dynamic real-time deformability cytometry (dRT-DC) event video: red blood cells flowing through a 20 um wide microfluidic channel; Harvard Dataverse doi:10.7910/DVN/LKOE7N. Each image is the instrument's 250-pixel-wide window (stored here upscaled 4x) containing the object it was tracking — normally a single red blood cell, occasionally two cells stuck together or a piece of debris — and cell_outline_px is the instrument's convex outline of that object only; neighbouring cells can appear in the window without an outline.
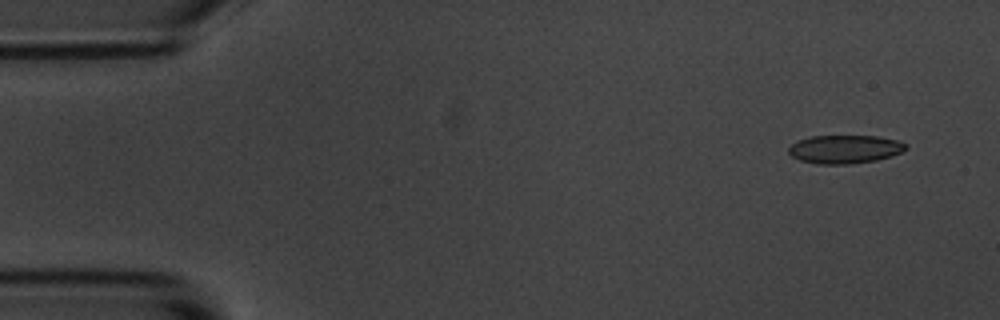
{"species": "common noctule bat (a hibernating species)", "species_latin": "Nyctalus noctula", "temperature_condition": "room temperature", "stored_images_in_passage": 4, "camera_frame_rate_fps": 3000, "um_per_image_px": 0.085, "animal": {"sex": "male", "body_mass_g": 20.1, "forearm_length_mm": 53.5}, "frame": {"image": 1, "passage_image": 1, "time_ms": 0.0, "image_size_px": [1000, 320], "cell_outline_px": [[908, 148], [892, 156], [876, 160], [848, 164], [816, 164], [800, 160], [792, 156], [788, 152], [788, 148], [796, 140], [812, 136], [876, 136], [896, 140], [908, 144]], "centroid_in_image_um": [71.8, 12.68], "position_along_channel_um": 13.2, "area_um2": 19.42}}